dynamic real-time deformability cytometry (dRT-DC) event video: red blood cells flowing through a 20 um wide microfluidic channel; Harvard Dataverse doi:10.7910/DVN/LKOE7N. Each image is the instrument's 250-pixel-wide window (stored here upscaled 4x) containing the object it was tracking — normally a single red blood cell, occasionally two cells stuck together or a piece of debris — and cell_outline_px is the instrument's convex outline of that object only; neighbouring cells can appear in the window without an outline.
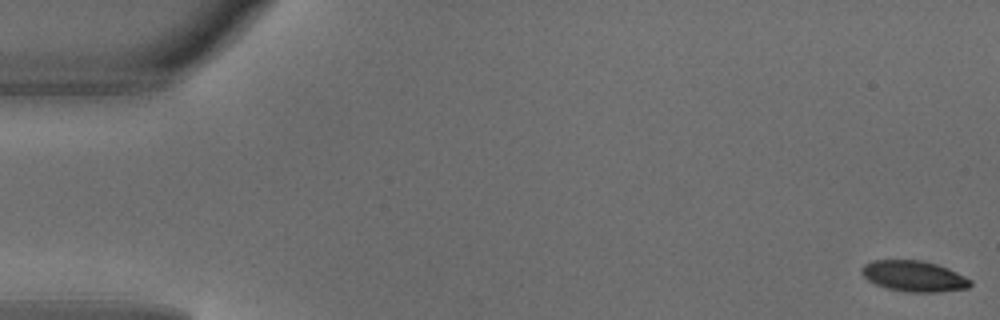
{"species": "common noctule bat (a hibernating species)", "species_latin": "Nyctalus noctula", "temperature_condition": "warm", "stored_images_in_passage": 4, "camera_frame_rate_fps": 3000, "um_per_image_px": 0.085, "animal": {"sex": "male", "body_mass_g": 18.8}, "frame": {"image": 1, "passage_image": 1, "time_ms": 0.0, "image_size_px": [1000, 320], "cell_outline_px": [[972, 284], [968, 288], [940, 292], [908, 292], [888, 288], [876, 284], [868, 280], [860, 272], [860, 268], [864, 264], [872, 260], [920, 260], [936, 264], [948, 268], [972, 280]], "centroid_in_image_um": [77.68, 23.47], "position_along_channel_um": 7.3, "area_um2": 19.54}}
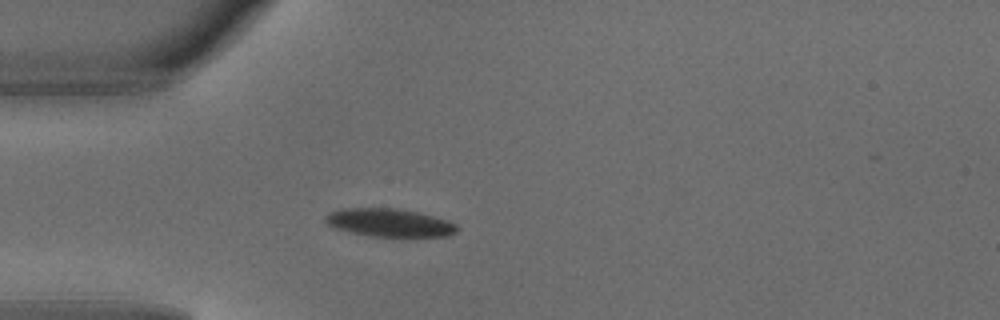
{"frame": {"image": 2, "passage_image": 4, "time_ms": 1.0, "image_size_px": [1000, 320], "cell_outline_px": [[456, 232], [448, 236], [368, 236], [336, 228], [328, 224], [324, 220], [324, 216], [328, 212], [340, 208], [396, 208], [416, 212], [448, 220], [456, 224]], "centroid_in_image_um": [33.05, 18.92], "position_along_channel_um": 51.9, "area_um2": 21.39}}